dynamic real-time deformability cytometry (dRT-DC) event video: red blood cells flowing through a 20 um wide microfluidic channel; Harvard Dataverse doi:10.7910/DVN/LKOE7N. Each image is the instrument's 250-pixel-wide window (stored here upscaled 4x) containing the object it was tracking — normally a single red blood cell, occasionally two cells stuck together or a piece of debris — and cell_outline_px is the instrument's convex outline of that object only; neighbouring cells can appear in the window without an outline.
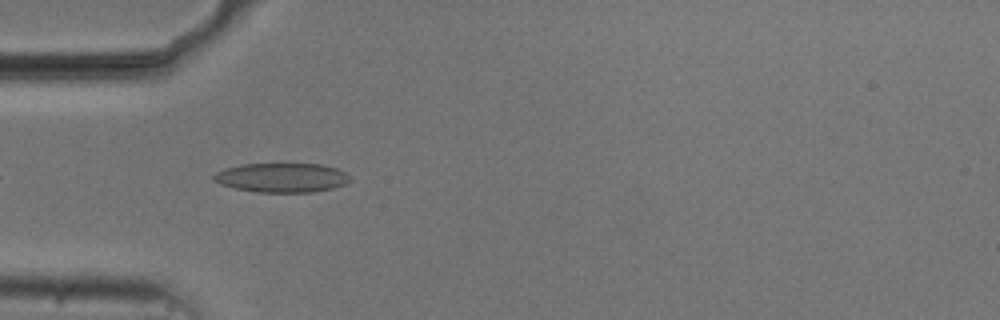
{"species": "common noctule bat (a hibernating species)", "species_latin": "Nyctalus noctula", "temperature_condition": "cold", "stored_images_in_passage": 7, "camera_frame_rate_fps": 3000, "um_per_image_px": 0.085, "animal": {"sex": "male", "body_mass_g": 20.5, "forearm_length_mm": 52.5}, "frame": {"image": 1, "passage_image": 1, "time_ms": 0.0, "image_size_px": [1000, 320], "cell_outline_px": [[352, 180], [344, 184], [332, 188], [312, 192], [256, 192], [236, 188], [220, 184], [212, 180], [212, 176], [216, 172], [224, 168], [240, 164], [320, 164], [336, 168], [344, 172]], "centroid_in_image_um": [23.91, 15.1], "position_along_channel_um": 61.1, "area_um2": 23.24}}
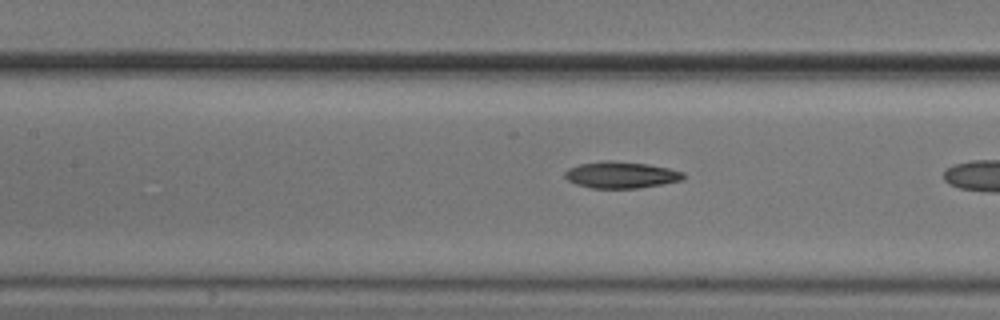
{"frame": {"image": 2, "passage_image": 6, "time_ms": 1.667, "image_size_px": [1000, 320], "cell_outline_px": [[684, 180], [640, 188], [592, 188], [576, 184], [568, 180], [564, 176], [564, 172], [568, 168], [580, 164], [604, 160], [612, 160], [648, 164], [668, 168], [684, 172]], "centroid_in_image_um": [52.79, 14.86], "position_along_channel_um": 154.6, "area_um2": 18.44}}